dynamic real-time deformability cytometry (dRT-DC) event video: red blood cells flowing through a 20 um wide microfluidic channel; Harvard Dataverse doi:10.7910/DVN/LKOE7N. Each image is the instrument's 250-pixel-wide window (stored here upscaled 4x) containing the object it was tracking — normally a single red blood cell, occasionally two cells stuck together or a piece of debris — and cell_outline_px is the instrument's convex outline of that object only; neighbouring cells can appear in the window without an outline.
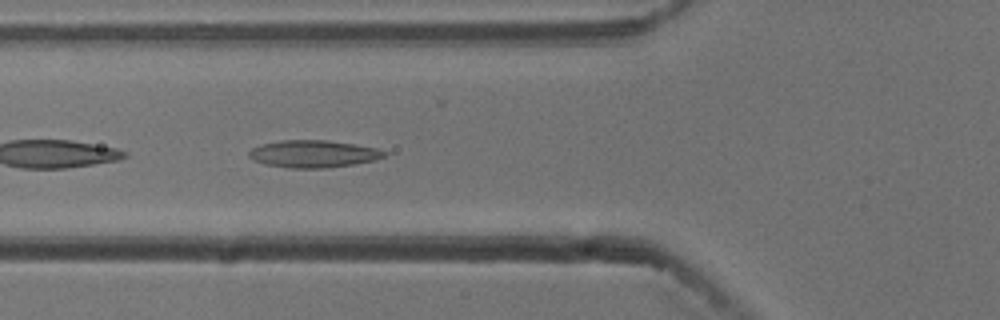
{"species": "common noctule bat (a hibernating species)", "species_latin": "Nyctalus noctula", "temperature_condition": "cold", "stored_images_in_passage": 54, "segment_of_instrument_passage": [2, 2], "camera_frame_rate_fps": 3000, "um_per_image_px": 0.085, "animal": {"sex": "male", "body_mass_g": 13.3}, "frame": {"image": 1, "passage_image": 19, "time_ms": 6.0, "image_size_px": [1000, 320], "cell_outline_px": [[388, 152], [384, 156], [376, 160], [352, 164], [324, 168], [288, 168], [264, 164], [252, 160], [248, 156], [248, 152], [252, 148], [260, 144], [280, 140], [328, 140], [356, 144], [380, 148]], "centroid_in_image_um": [26.63, 13.07], "position_along_channel_um": 99.2, "area_um2": 21.79}}
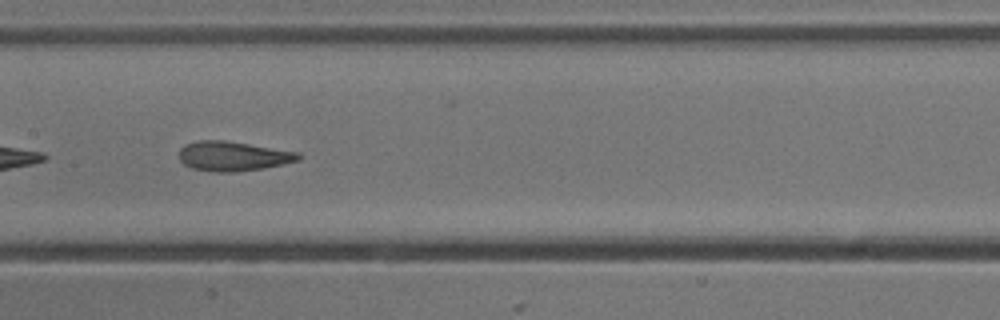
{"frame": {"image": 2, "passage_image": 26, "time_ms": 8.333, "image_size_px": [1000, 320], "cell_outline_px": [[300, 160], [284, 164], [264, 168], [236, 172], [212, 172], [192, 168], [184, 164], [180, 160], [180, 148], [184, 144], [200, 140], [224, 140], [300, 152]], "centroid_in_image_um": [19.81, 13.27], "position_along_channel_um": 187.6, "area_um2": 20.69}}
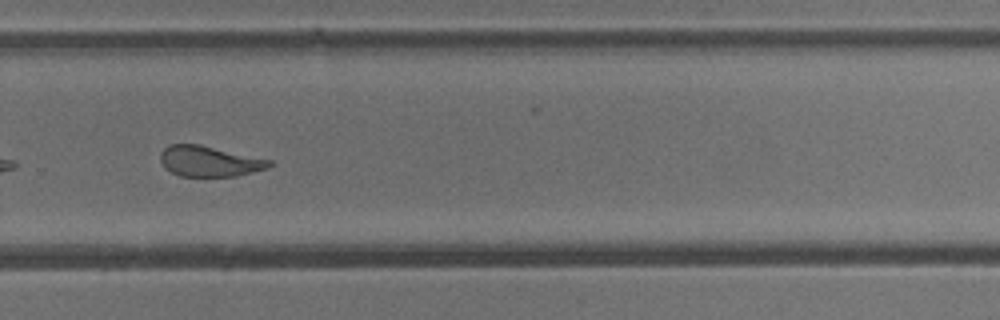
{"frame": {"image": 3, "passage_image": 36, "time_ms": 11.667, "image_size_px": [1000, 320], "cell_outline_px": [[272, 164], [268, 168], [236, 176], [180, 176], [164, 168], [160, 160], [160, 152], [168, 144], [200, 144], [272, 160]], "centroid_in_image_um": [17.77, 13.7], "position_along_channel_um": 312.0, "area_um2": 19.48}}